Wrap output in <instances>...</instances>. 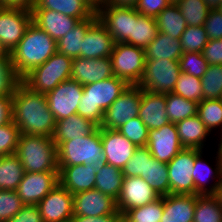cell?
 Masks as SVG:
<instances>
[{"instance_id":"6da1fadb","label":"cell","mask_w":222,"mask_h":222,"mask_svg":"<svg viewBox=\"0 0 222 222\" xmlns=\"http://www.w3.org/2000/svg\"><path fill=\"white\" fill-rule=\"evenodd\" d=\"M12 121L21 134L52 137L56 120L46 95L18 83L12 96Z\"/></svg>"},{"instance_id":"7a4b0ae2","label":"cell","mask_w":222,"mask_h":222,"mask_svg":"<svg viewBox=\"0 0 222 222\" xmlns=\"http://www.w3.org/2000/svg\"><path fill=\"white\" fill-rule=\"evenodd\" d=\"M57 52L56 41L33 22L23 38L9 53L17 76L22 79Z\"/></svg>"},{"instance_id":"3957f363","label":"cell","mask_w":222,"mask_h":222,"mask_svg":"<svg viewBox=\"0 0 222 222\" xmlns=\"http://www.w3.org/2000/svg\"><path fill=\"white\" fill-rule=\"evenodd\" d=\"M128 86L125 80L116 76L84 85L77 114L100 127L104 112Z\"/></svg>"},{"instance_id":"277c9868","label":"cell","mask_w":222,"mask_h":222,"mask_svg":"<svg viewBox=\"0 0 222 222\" xmlns=\"http://www.w3.org/2000/svg\"><path fill=\"white\" fill-rule=\"evenodd\" d=\"M15 154L25 172H59L57 146L52 137L20 134Z\"/></svg>"},{"instance_id":"5b68a950","label":"cell","mask_w":222,"mask_h":222,"mask_svg":"<svg viewBox=\"0 0 222 222\" xmlns=\"http://www.w3.org/2000/svg\"><path fill=\"white\" fill-rule=\"evenodd\" d=\"M58 166L95 165L104 163L100 127L91 134L62 142L57 147Z\"/></svg>"},{"instance_id":"8992f818","label":"cell","mask_w":222,"mask_h":222,"mask_svg":"<svg viewBox=\"0 0 222 222\" xmlns=\"http://www.w3.org/2000/svg\"><path fill=\"white\" fill-rule=\"evenodd\" d=\"M72 62L73 58L57 51L21 81L31 90L46 94L58 84L71 79Z\"/></svg>"},{"instance_id":"52a82bcc","label":"cell","mask_w":222,"mask_h":222,"mask_svg":"<svg viewBox=\"0 0 222 222\" xmlns=\"http://www.w3.org/2000/svg\"><path fill=\"white\" fill-rule=\"evenodd\" d=\"M180 74L179 60H145L144 73L138 86L155 93H171Z\"/></svg>"},{"instance_id":"ba28073f","label":"cell","mask_w":222,"mask_h":222,"mask_svg":"<svg viewBox=\"0 0 222 222\" xmlns=\"http://www.w3.org/2000/svg\"><path fill=\"white\" fill-rule=\"evenodd\" d=\"M114 76L129 85H138L144 73L145 49L127 43H115L110 56Z\"/></svg>"},{"instance_id":"9c48e42d","label":"cell","mask_w":222,"mask_h":222,"mask_svg":"<svg viewBox=\"0 0 222 222\" xmlns=\"http://www.w3.org/2000/svg\"><path fill=\"white\" fill-rule=\"evenodd\" d=\"M141 104V88L129 85L104 112L101 129L118 130L123 124L138 116Z\"/></svg>"},{"instance_id":"30bf717a","label":"cell","mask_w":222,"mask_h":222,"mask_svg":"<svg viewBox=\"0 0 222 222\" xmlns=\"http://www.w3.org/2000/svg\"><path fill=\"white\" fill-rule=\"evenodd\" d=\"M49 110L56 121L77 114V109L83 95V86L72 79L63 81L53 90L45 94Z\"/></svg>"},{"instance_id":"8fae6325","label":"cell","mask_w":222,"mask_h":222,"mask_svg":"<svg viewBox=\"0 0 222 222\" xmlns=\"http://www.w3.org/2000/svg\"><path fill=\"white\" fill-rule=\"evenodd\" d=\"M195 149L184 148L168 164L170 194L195 195Z\"/></svg>"},{"instance_id":"7c38bea8","label":"cell","mask_w":222,"mask_h":222,"mask_svg":"<svg viewBox=\"0 0 222 222\" xmlns=\"http://www.w3.org/2000/svg\"><path fill=\"white\" fill-rule=\"evenodd\" d=\"M32 22V12L0 7V43L10 53L23 38L27 27Z\"/></svg>"},{"instance_id":"4fadbf2b","label":"cell","mask_w":222,"mask_h":222,"mask_svg":"<svg viewBox=\"0 0 222 222\" xmlns=\"http://www.w3.org/2000/svg\"><path fill=\"white\" fill-rule=\"evenodd\" d=\"M43 222L72 220L73 194L58 183L37 205Z\"/></svg>"},{"instance_id":"5bb4252c","label":"cell","mask_w":222,"mask_h":222,"mask_svg":"<svg viewBox=\"0 0 222 222\" xmlns=\"http://www.w3.org/2000/svg\"><path fill=\"white\" fill-rule=\"evenodd\" d=\"M96 14L115 43H124L132 35L133 8L105 3Z\"/></svg>"},{"instance_id":"9a60e30c","label":"cell","mask_w":222,"mask_h":222,"mask_svg":"<svg viewBox=\"0 0 222 222\" xmlns=\"http://www.w3.org/2000/svg\"><path fill=\"white\" fill-rule=\"evenodd\" d=\"M159 198L158 193L142 177H124L116 201L118 212L123 216L128 210L145 206Z\"/></svg>"},{"instance_id":"2e32d148","label":"cell","mask_w":222,"mask_h":222,"mask_svg":"<svg viewBox=\"0 0 222 222\" xmlns=\"http://www.w3.org/2000/svg\"><path fill=\"white\" fill-rule=\"evenodd\" d=\"M151 155L162 163L168 164L181 150L177 127L169 122L156 130H149L147 146Z\"/></svg>"},{"instance_id":"e0dca14e","label":"cell","mask_w":222,"mask_h":222,"mask_svg":"<svg viewBox=\"0 0 222 222\" xmlns=\"http://www.w3.org/2000/svg\"><path fill=\"white\" fill-rule=\"evenodd\" d=\"M58 183L59 172H25L16 191L25 205H38Z\"/></svg>"},{"instance_id":"ac0fdd59","label":"cell","mask_w":222,"mask_h":222,"mask_svg":"<svg viewBox=\"0 0 222 222\" xmlns=\"http://www.w3.org/2000/svg\"><path fill=\"white\" fill-rule=\"evenodd\" d=\"M117 202L99 190H87L73 195V215L98 217L116 214Z\"/></svg>"},{"instance_id":"d6986e66","label":"cell","mask_w":222,"mask_h":222,"mask_svg":"<svg viewBox=\"0 0 222 222\" xmlns=\"http://www.w3.org/2000/svg\"><path fill=\"white\" fill-rule=\"evenodd\" d=\"M100 136L104 163L122 170L134 154L137 146L117 130L101 129Z\"/></svg>"},{"instance_id":"ffe728a7","label":"cell","mask_w":222,"mask_h":222,"mask_svg":"<svg viewBox=\"0 0 222 222\" xmlns=\"http://www.w3.org/2000/svg\"><path fill=\"white\" fill-rule=\"evenodd\" d=\"M112 61L110 57L102 58H73L71 79L82 86L96 83L113 77Z\"/></svg>"},{"instance_id":"44dd1931","label":"cell","mask_w":222,"mask_h":222,"mask_svg":"<svg viewBox=\"0 0 222 222\" xmlns=\"http://www.w3.org/2000/svg\"><path fill=\"white\" fill-rule=\"evenodd\" d=\"M202 152V150L195 149V164L192 173V179L195 185V195H216L218 187L222 181V153L218 147V151L216 152V169L213 170L208 163L202 160ZM210 177L216 181L213 184H210L211 186H208V188L206 183L211 180Z\"/></svg>"},{"instance_id":"7402d4cb","label":"cell","mask_w":222,"mask_h":222,"mask_svg":"<svg viewBox=\"0 0 222 222\" xmlns=\"http://www.w3.org/2000/svg\"><path fill=\"white\" fill-rule=\"evenodd\" d=\"M138 117L149 130H156L168 124L165 94L141 89Z\"/></svg>"},{"instance_id":"603a6c76","label":"cell","mask_w":222,"mask_h":222,"mask_svg":"<svg viewBox=\"0 0 222 222\" xmlns=\"http://www.w3.org/2000/svg\"><path fill=\"white\" fill-rule=\"evenodd\" d=\"M32 22L57 42L80 21L77 18L49 9H33Z\"/></svg>"},{"instance_id":"cb8c5ba5","label":"cell","mask_w":222,"mask_h":222,"mask_svg":"<svg viewBox=\"0 0 222 222\" xmlns=\"http://www.w3.org/2000/svg\"><path fill=\"white\" fill-rule=\"evenodd\" d=\"M97 166H59V183L73 195L95 189Z\"/></svg>"},{"instance_id":"d4e9b609","label":"cell","mask_w":222,"mask_h":222,"mask_svg":"<svg viewBox=\"0 0 222 222\" xmlns=\"http://www.w3.org/2000/svg\"><path fill=\"white\" fill-rule=\"evenodd\" d=\"M82 41V58L91 59L110 57L115 44L113 37L99 19L88 28Z\"/></svg>"},{"instance_id":"484cf974","label":"cell","mask_w":222,"mask_h":222,"mask_svg":"<svg viewBox=\"0 0 222 222\" xmlns=\"http://www.w3.org/2000/svg\"><path fill=\"white\" fill-rule=\"evenodd\" d=\"M196 195L168 194L163 196L160 222H193Z\"/></svg>"},{"instance_id":"4316f807","label":"cell","mask_w":222,"mask_h":222,"mask_svg":"<svg viewBox=\"0 0 222 222\" xmlns=\"http://www.w3.org/2000/svg\"><path fill=\"white\" fill-rule=\"evenodd\" d=\"M97 126L78 114L56 121L52 139L58 147L62 142L91 134Z\"/></svg>"},{"instance_id":"83f0119b","label":"cell","mask_w":222,"mask_h":222,"mask_svg":"<svg viewBox=\"0 0 222 222\" xmlns=\"http://www.w3.org/2000/svg\"><path fill=\"white\" fill-rule=\"evenodd\" d=\"M175 125L183 148L199 150L204 148L206 137L210 135V132L198 115L186 118Z\"/></svg>"},{"instance_id":"f1b7e54d","label":"cell","mask_w":222,"mask_h":222,"mask_svg":"<svg viewBox=\"0 0 222 222\" xmlns=\"http://www.w3.org/2000/svg\"><path fill=\"white\" fill-rule=\"evenodd\" d=\"M97 19V14L94 13L90 18L80 21L71 31L56 42L57 51L71 58L82 57V40L88 28Z\"/></svg>"},{"instance_id":"f546056e","label":"cell","mask_w":222,"mask_h":222,"mask_svg":"<svg viewBox=\"0 0 222 222\" xmlns=\"http://www.w3.org/2000/svg\"><path fill=\"white\" fill-rule=\"evenodd\" d=\"M158 33L155 18L141 15L133 8L132 35L124 42L145 49Z\"/></svg>"},{"instance_id":"4dcf8cb0","label":"cell","mask_w":222,"mask_h":222,"mask_svg":"<svg viewBox=\"0 0 222 222\" xmlns=\"http://www.w3.org/2000/svg\"><path fill=\"white\" fill-rule=\"evenodd\" d=\"M183 51L181 42L178 39H173L170 35L162 32L157 33L156 38L145 48V59H171L179 60Z\"/></svg>"},{"instance_id":"1f68e13d","label":"cell","mask_w":222,"mask_h":222,"mask_svg":"<svg viewBox=\"0 0 222 222\" xmlns=\"http://www.w3.org/2000/svg\"><path fill=\"white\" fill-rule=\"evenodd\" d=\"M123 179L122 170L110 164L102 163L97 166L95 189L117 201L121 192Z\"/></svg>"},{"instance_id":"d6a6232c","label":"cell","mask_w":222,"mask_h":222,"mask_svg":"<svg viewBox=\"0 0 222 222\" xmlns=\"http://www.w3.org/2000/svg\"><path fill=\"white\" fill-rule=\"evenodd\" d=\"M33 9H49L79 21L90 18L95 12L82 0H36Z\"/></svg>"},{"instance_id":"836d02e7","label":"cell","mask_w":222,"mask_h":222,"mask_svg":"<svg viewBox=\"0 0 222 222\" xmlns=\"http://www.w3.org/2000/svg\"><path fill=\"white\" fill-rule=\"evenodd\" d=\"M155 21L159 32L178 40H180L182 33L187 27V22L176 4H170L161 11L155 18Z\"/></svg>"},{"instance_id":"e575fe53","label":"cell","mask_w":222,"mask_h":222,"mask_svg":"<svg viewBox=\"0 0 222 222\" xmlns=\"http://www.w3.org/2000/svg\"><path fill=\"white\" fill-rule=\"evenodd\" d=\"M25 171L18 156L8 154L0 157V190L16 191Z\"/></svg>"},{"instance_id":"d590c367","label":"cell","mask_w":222,"mask_h":222,"mask_svg":"<svg viewBox=\"0 0 222 222\" xmlns=\"http://www.w3.org/2000/svg\"><path fill=\"white\" fill-rule=\"evenodd\" d=\"M160 197L170 194L169 174L167 164L151 156L146 159L145 179Z\"/></svg>"},{"instance_id":"8d00e7d4","label":"cell","mask_w":222,"mask_h":222,"mask_svg":"<svg viewBox=\"0 0 222 222\" xmlns=\"http://www.w3.org/2000/svg\"><path fill=\"white\" fill-rule=\"evenodd\" d=\"M166 110L169 122L174 124L197 115L198 102L185 99L174 93H166Z\"/></svg>"},{"instance_id":"74e56055","label":"cell","mask_w":222,"mask_h":222,"mask_svg":"<svg viewBox=\"0 0 222 222\" xmlns=\"http://www.w3.org/2000/svg\"><path fill=\"white\" fill-rule=\"evenodd\" d=\"M193 222H222V205L216 195H196Z\"/></svg>"},{"instance_id":"f35d334b","label":"cell","mask_w":222,"mask_h":222,"mask_svg":"<svg viewBox=\"0 0 222 222\" xmlns=\"http://www.w3.org/2000/svg\"><path fill=\"white\" fill-rule=\"evenodd\" d=\"M197 115L205 127L211 133L212 129L221 128L220 138H222V100L221 99H203L198 103Z\"/></svg>"},{"instance_id":"ab89813d","label":"cell","mask_w":222,"mask_h":222,"mask_svg":"<svg viewBox=\"0 0 222 222\" xmlns=\"http://www.w3.org/2000/svg\"><path fill=\"white\" fill-rule=\"evenodd\" d=\"M176 5L187 26H203L211 10L203 0H180Z\"/></svg>"},{"instance_id":"60d3db41","label":"cell","mask_w":222,"mask_h":222,"mask_svg":"<svg viewBox=\"0 0 222 222\" xmlns=\"http://www.w3.org/2000/svg\"><path fill=\"white\" fill-rule=\"evenodd\" d=\"M163 210V197H160L145 206L128 210L122 217L127 222H160Z\"/></svg>"},{"instance_id":"b9f144b4","label":"cell","mask_w":222,"mask_h":222,"mask_svg":"<svg viewBox=\"0 0 222 222\" xmlns=\"http://www.w3.org/2000/svg\"><path fill=\"white\" fill-rule=\"evenodd\" d=\"M200 80L203 88V99H221L222 64L209 65Z\"/></svg>"},{"instance_id":"7bdbcfd3","label":"cell","mask_w":222,"mask_h":222,"mask_svg":"<svg viewBox=\"0 0 222 222\" xmlns=\"http://www.w3.org/2000/svg\"><path fill=\"white\" fill-rule=\"evenodd\" d=\"M172 93L198 103L203 100V88L200 78L186 73L179 75Z\"/></svg>"},{"instance_id":"ee69618b","label":"cell","mask_w":222,"mask_h":222,"mask_svg":"<svg viewBox=\"0 0 222 222\" xmlns=\"http://www.w3.org/2000/svg\"><path fill=\"white\" fill-rule=\"evenodd\" d=\"M208 41L209 39L204 26H187L180 38L183 53H202Z\"/></svg>"},{"instance_id":"f6af8a7d","label":"cell","mask_w":222,"mask_h":222,"mask_svg":"<svg viewBox=\"0 0 222 222\" xmlns=\"http://www.w3.org/2000/svg\"><path fill=\"white\" fill-rule=\"evenodd\" d=\"M21 79L15 73L10 55L0 59V97H12Z\"/></svg>"},{"instance_id":"bcb514c9","label":"cell","mask_w":222,"mask_h":222,"mask_svg":"<svg viewBox=\"0 0 222 222\" xmlns=\"http://www.w3.org/2000/svg\"><path fill=\"white\" fill-rule=\"evenodd\" d=\"M117 131L137 147L147 146L149 129L138 116L123 124Z\"/></svg>"},{"instance_id":"7dc6e473","label":"cell","mask_w":222,"mask_h":222,"mask_svg":"<svg viewBox=\"0 0 222 222\" xmlns=\"http://www.w3.org/2000/svg\"><path fill=\"white\" fill-rule=\"evenodd\" d=\"M181 73L200 78L206 72L209 64L201 52H184L179 58Z\"/></svg>"},{"instance_id":"c3c4849f","label":"cell","mask_w":222,"mask_h":222,"mask_svg":"<svg viewBox=\"0 0 222 222\" xmlns=\"http://www.w3.org/2000/svg\"><path fill=\"white\" fill-rule=\"evenodd\" d=\"M24 206L17 191L0 190V222L14 217Z\"/></svg>"},{"instance_id":"681fc988","label":"cell","mask_w":222,"mask_h":222,"mask_svg":"<svg viewBox=\"0 0 222 222\" xmlns=\"http://www.w3.org/2000/svg\"><path fill=\"white\" fill-rule=\"evenodd\" d=\"M151 156L152 155L146 146L137 147L130 160L122 169L123 176L124 177L139 176L145 179L146 159H149Z\"/></svg>"},{"instance_id":"f907efd6","label":"cell","mask_w":222,"mask_h":222,"mask_svg":"<svg viewBox=\"0 0 222 222\" xmlns=\"http://www.w3.org/2000/svg\"><path fill=\"white\" fill-rule=\"evenodd\" d=\"M20 134L13 121L0 126V157L16 152Z\"/></svg>"},{"instance_id":"816d5d0a","label":"cell","mask_w":222,"mask_h":222,"mask_svg":"<svg viewBox=\"0 0 222 222\" xmlns=\"http://www.w3.org/2000/svg\"><path fill=\"white\" fill-rule=\"evenodd\" d=\"M203 26L209 40L222 39V13L220 11L211 9Z\"/></svg>"},{"instance_id":"f5cc1de1","label":"cell","mask_w":222,"mask_h":222,"mask_svg":"<svg viewBox=\"0 0 222 222\" xmlns=\"http://www.w3.org/2000/svg\"><path fill=\"white\" fill-rule=\"evenodd\" d=\"M170 4L169 0H139L135 9L141 15L156 18Z\"/></svg>"},{"instance_id":"db71d44e","label":"cell","mask_w":222,"mask_h":222,"mask_svg":"<svg viewBox=\"0 0 222 222\" xmlns=\"http://www.w3.org/2000/svg\"><path fill=\"white\" fill-rule=\"evenodd\" d=\"M202 54L209 65L222 64V39H210Z\"/></svg>"},{"instance_id":"11a10c76","label":"cell","mask_w":222,"mask_h":222,"mask_svg":"<svg viewBox=\"0 0 222 222\" xmlns=\"http://www.w3.org/2000/svg\"><path fill=\"white\" fill-rule=\"evenodd\" d=\"M6 222H43L37 205H25L14 217Z\"/></svg>"},{"instance_id":"9f6ffc18","label":"cell","mask_w":222,"mask_h":222,"mask_svg":"<svg viewBox=\"0 0 222 222\" xmlns=\"http://www.w3.org/2000/svg\"><path fill=\"white\" fill-rule=\"evenodd\" d=\"M12 121V97H0V126Z\"/></svg>"},{"instance_id":"6f0895ef","label":"cell","mask_w":222,"mask_h":222,"mask_svg":"<svg viewBox=\"0 0 222 222\" xmlns=\"http://www.w3.org/2000/svg\"><path fill=\"white\" fill-rule=\"evenodd\" d=\"M122 215L117 212L116 214L103 215L98 217L89 216H73V222H116Z\"/></svg>"},{"instance_id":"680465c9","label":"cell","mask_w":222,"mask_h":222,"mask_svg":"<svg viewBox=\"0 0 222 222\" xmlns=\"http://www.w3.org/2000/svg\"><path fill=\"white\" fill-rule=\"evenodd\" d=\"M36 0H0V7L33 10Z\"/></svg>"},{"instance_id":"91938a15","label":"cell","mask_w":222,"mask_h":222,"mask_svg":"<svg viewBox=\"0 0 222 222\" xmlns=\"http://www.w3.org/2000/svg\"><path fill=\"white\" fill-rule=\"evenodd\" d=\"M138 1L139 0H107L106 3L114 6L135 8Z\"/></svg>"},{"instance_id":"94428289","label":"cell","mask_w":222,"mask_h":222,"mask_svg":"<svg viewBox=\"0 0 222 222\" xmlns=\"http://www.w3.org/2000/svg\"><path fill=\"white\" fill-rule=\"evenodd\" d=\"M84 1L95 13L107 2V0H82Z\"/></svg>"},{"instance_id":"6125c7cd","label":"cell","mask_w":222,"mask_h":222,"mask_svg":"<svg viewBox=\"0 0 222 222\" xmlns=\"http://www.w3.org/2000/svg\"><path fill=\"white\" fill-rule=\"evenodd\" d=\"M210 9H217L221 4L222 0H203Z\"/></svg>"},{"instance_id":"be15d7a7","label":"cell","mask_w":222,"mask_h":222,"mask_svg":"<svg viewBox=\"0 0 222 222\" xmlns=\"http://www.w3.org/2000/svg\"><path fill=\"white\" fill-rule=\"evenodd\" d=\"M8 55H9V53L6 51V49L0 43V59L6 58Z\"/></svg>"},{"instance_id":"e7e4bbea","label":"cell","mask_w":222,"mask_h":222,"mask_svg":"<svg viewBox=\"0 0 222 222\" xmlns=\"http://www.w3.org/2000/svg\"><path fill=\"white\" fill-rule=\"evenodd\" d=\"M216 196L218 197L219 202H220L221 205H222V181H221V183H220V185H219V187H218Z\"/></svg>"},{"instance_id":"03108f58","label":"cell","mask_w":222,"mask_h":222,"mask_svg":"<svg viewBox=\"0 0 222 222\" xmlns=\"http://www.w3.org/2000/svg\"><path fill=\"white\" fill-rule=\"evenodd\" d=\"M116 222H127L122 216Z\"/></svg>"},{"instance_id":"003e7915","label":"cell","mask_w":222,"mask_h":222,"mask_svg":"<svg viewBox=\"0 0 222 222\" xmlns=\"http://www.w3.org/2000/svg\"><path fill=\"white\" fill-rule=\"evenodd\" d=\"M180 0H169L171 4H177Z\"/></svg>"},{"instance_id":"a7ac6f4b","label":"cell","mask_w":222,"mask_h":222,"mask_svg":"<svg viewBox=\"0 0 222 222\" xmlns=\"http://www.w3.org/2000/svg\"><path fill=\"white\" fill-rule=\"evenodd\" d=\"M219 142H220V143L218 144V146H219V148H220V150H221V153H222V138L220 139Z\"/></svg>"},{"instance_id":"89a4df30","label":"cell","mask_w":222,"mask_h":222,"mask_svg":"<svg viewBox=\"0 0 222 222\" xmlns=\"http://www.w3.org/2000/svg\"><path fill=\"white\" fill-rule=\"evenodd\" d=\"M217 10L222 13V4L217 8Z\"/></svg>"}]
</instances>
